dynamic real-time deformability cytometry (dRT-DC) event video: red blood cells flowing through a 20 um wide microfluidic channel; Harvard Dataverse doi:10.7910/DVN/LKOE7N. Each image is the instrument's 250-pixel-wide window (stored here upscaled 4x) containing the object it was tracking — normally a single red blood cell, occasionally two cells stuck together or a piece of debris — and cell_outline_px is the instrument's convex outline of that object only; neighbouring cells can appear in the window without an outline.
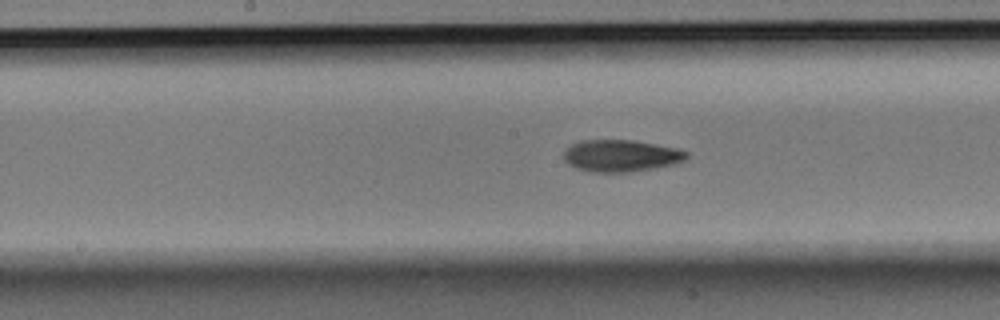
{"species": "Egyptian fruit bat (a non-hibernating species)", "species_latin": "Rousettus aegyptiacus", "temperature_condition": "room temperature", "stored_images_in_passage": 26, "camera_frame_rate_fps": 3000, "um_per_image_px": 0.085, "animal": {"sex": "male"}, "frame": {"image": 1, "passage_image": 9, "time_ms": 2.667, "image_size_px": [1000, 320], "cell_outline_px": [[688, 156], [684, 160], [672, 164], [656, 168], [632, 172], [592, 172], [576, 168], [568, 164], [564, 160], [564, 152], [572, 144], [580, 140], [636, 140], [676, 148], [688, 152]], "centroid_in_image_um": [52.78, 13.24], "position_along_channel_um": 195.4, "area_um2": 22.89}}
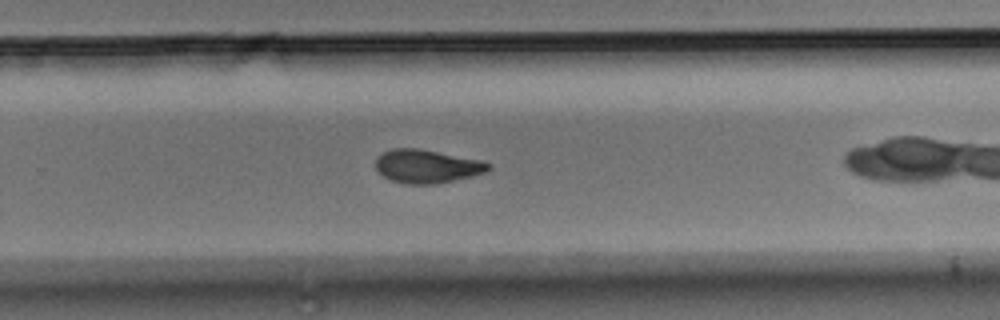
{"frame": {"image": 2, "passage_image": 17, "time_ms": 5.333, "image_size_px": [1000, 320], "cell_outline_px": [[492, 168], [484, 172], [436, 184], [404, 184], [392, 180], [384, 176], [376, 168], [376, 156], [380, 152], [392, 148], [420, 148], [484, 160], [492, 164]], "centroid_in_image_um": [36.28, 14.11], "position_along_channel_um": 293.5, "area_um2": 22.14}}
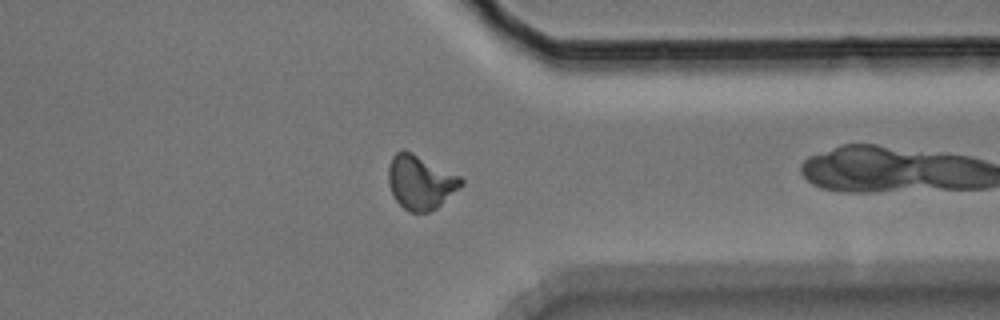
{"frame": {"image": 3, "passage_image": 24, "time_ms": 7.667, "image_size_px": [1000, 320], "cell_outline_px": [[464, 184], [436, 208], [428, 212], [412, 212], [404, 208], [396, 200], [388, 184], [388, 168], [392, 156], [400, 148], [404, 148], [460, 176], [464, 180]], "centroid_in_image_um": [35.72, 15.46], "position_along_channel_um": 375.7, "area_um2": 22.89}}